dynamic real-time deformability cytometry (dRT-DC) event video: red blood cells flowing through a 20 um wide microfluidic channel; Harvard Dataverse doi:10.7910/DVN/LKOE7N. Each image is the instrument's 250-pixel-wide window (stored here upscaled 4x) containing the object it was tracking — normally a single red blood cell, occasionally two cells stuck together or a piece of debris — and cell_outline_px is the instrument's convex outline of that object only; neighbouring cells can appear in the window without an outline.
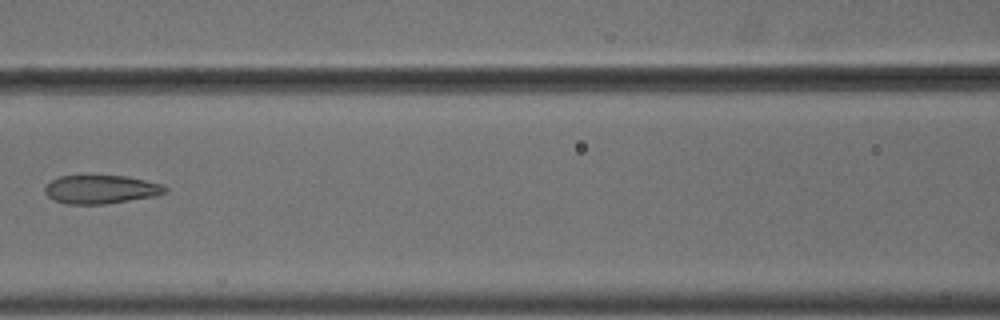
{"species": "common noctule bat (a hibernating species)", "species_latin": "Nyctalus noctula", "temperature_condition": "cold", "stored_images_in_passage": 8, "camera_frame_rate_fps": 3000, "um_per_image_px": 0.085, "animal": {"sex": "male", "body_mass_g": 18.8}, "frame": {"image": 1, "passage_image": 7, "time_ms": 2.0, "image_size_px": [1000, 320], "cell_outline_px": [[168, 192], [156, 196], [108, 204], [64, 204], [52, 200], [44, 192], [44, 188], [52, 180], [60, 176], [128, 176], [164, 184], [168, 188]], "centroid_in_image_um": [8.62, 16.11], "position_along_channel_um": 158.0, "area_um2": 20.29}}
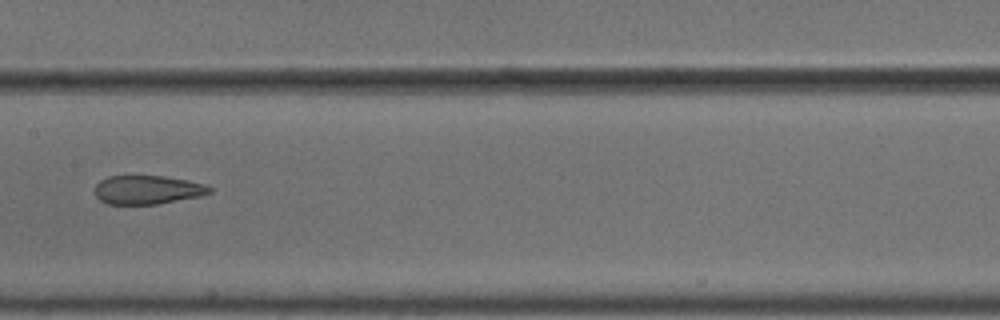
{"frame": {"image": 2, "passage_image": 8, "time_ms": 2.333, "image_size_px": [1000, 320], "cell_outline_px": [[212, 192], [200, 196], [156, 204], [108, 204], [100, 200], [96, 196], [96, 184], [100, 180], [108, 176], [164, 176], [188, 180], [204, 184], [212, 188]], "centroid_in_image_um": [12.54, 16.13], "position_along_channel_um": 194.9, "area_um2": 19.13}}